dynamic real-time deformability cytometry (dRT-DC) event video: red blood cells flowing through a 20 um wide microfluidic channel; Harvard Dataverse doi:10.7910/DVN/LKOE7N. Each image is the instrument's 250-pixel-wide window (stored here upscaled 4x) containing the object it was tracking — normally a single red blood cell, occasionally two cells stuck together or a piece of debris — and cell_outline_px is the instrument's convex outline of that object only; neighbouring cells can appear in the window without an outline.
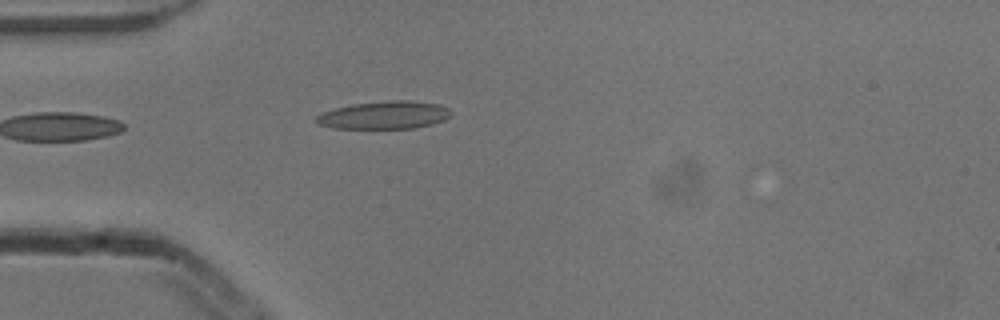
{"species": "common noctule bat (a hibernating species)", "species_latin": "Nyctalus noctula", "temperature_condition": "cold", "stored_images_in_passage": 2, "camera_frame_rate_fps": 3000, "um_per_image_px": 0.085, "animal": {"sex": "male", "body_mass_g": 13.3}, "frame": {"image": 1, "passage_image": 2, "time_ms": 0.333, "image_size_px": [1000, 320], "cell_outline_px": [[452, 112], [444, 120], [432, 124], [416, 128], [332, 128], [320, 124], [316, 120], [316, 116], [320, 112], [352, 104], [388, 100], [412, 100], [440, 104], [448, 108]], "centroid_in_image_um": [32.68, 9.77], "position_along_channel_um": 52.3, "area_um2": 21.91}}